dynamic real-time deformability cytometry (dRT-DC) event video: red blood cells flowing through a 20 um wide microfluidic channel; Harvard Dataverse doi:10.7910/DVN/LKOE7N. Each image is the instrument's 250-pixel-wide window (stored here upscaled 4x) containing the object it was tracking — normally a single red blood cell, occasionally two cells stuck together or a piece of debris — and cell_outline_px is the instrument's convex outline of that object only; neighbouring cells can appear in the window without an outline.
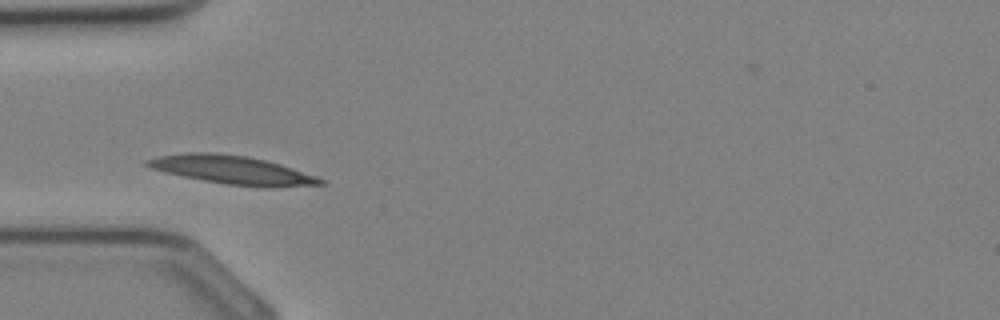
{"species": "Egyptian fruit bat (a non-hibernating species)", "species_latin": "Rousettus aegyptiacus", "temperature_condition": "cold", "stored_images_in_passage": 31, "camera_frame_rate_fps": 3000, "um_per_image_px": 0.085, "animal": {"sex": "female"}, "frame": {"image": 1, "passage_image": 7, "time_ms": 2.0, "image_size_px": [1000, 320], "cell_outline_px": [[324, 184], [272, 188], [264, 188], [224, 184], [164, 172], [152, 168], [144, 164], [144, 160], [156, 156], [188, 152], [212, 152], [248, 156], [280, 164], [316, 176], [324, 180]], "centroid_in_image_um": [19.73, 14.45], "position_along_channel_um": 65.3, "area_um2": 28.78}}
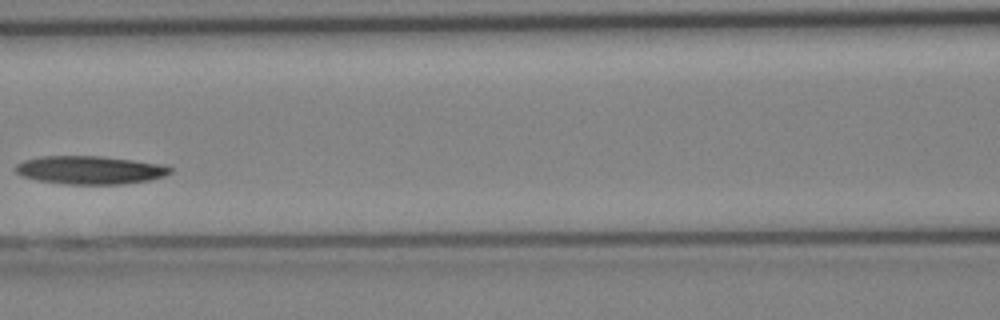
{"frame": {"image": 2, "passage_image": 12, "time_ms": 3.667, "image_size_px": [1000, 320], "cell_outline_px": [[172, 172], [164, 176], [152, 180], [124, 184], [64, 184], [36, 180], [24, 176], [16, 172], [16, 164], [24, 160], [44, 156], [100, 156], [164, 164], [172, 168]], "centroid_in_image_um": [7.69, 14.46], "position_along_channel_um": 158.9, "area_um2": 25.49}}
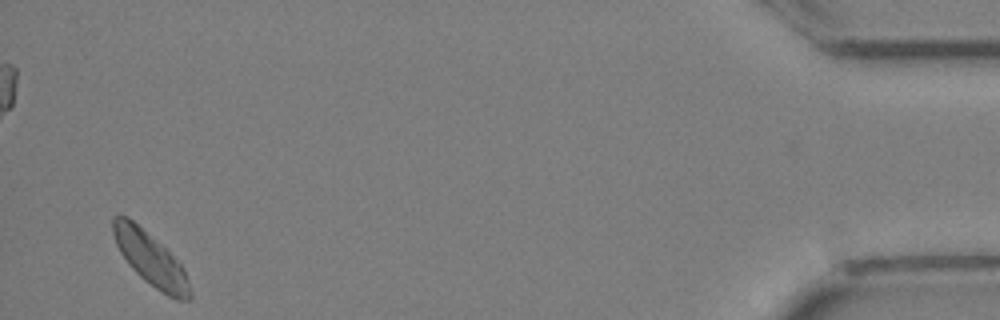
{"frame": {"image": 3, "passage_image": 30, "time_ms": 9.667, "image_size_px": [1000, 320], "cell_outline_px": [[192, 300], [176, 300], [160, 292], [144, 280], [128, 264], [120, 252], [116, 244], [112, 232], [112, 216], [128, 216], [164, 248], [184, 268], [192, 292]], "centroid_in_image_um": [12.8, 22.05], "position_along_channel_um": 422.4, "area_um2": 23.58}}